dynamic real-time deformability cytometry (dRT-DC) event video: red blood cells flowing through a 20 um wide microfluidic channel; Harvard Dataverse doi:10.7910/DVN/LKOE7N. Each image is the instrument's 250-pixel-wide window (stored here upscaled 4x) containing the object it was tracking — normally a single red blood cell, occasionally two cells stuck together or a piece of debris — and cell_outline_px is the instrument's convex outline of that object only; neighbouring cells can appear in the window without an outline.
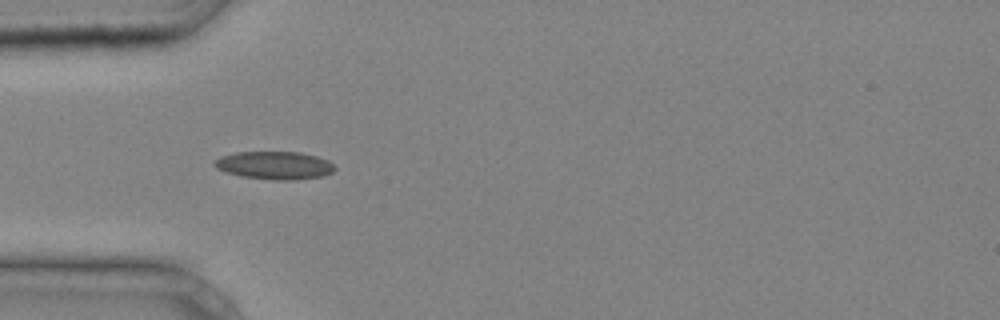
{"species": "common noctule bat (a hibernating species)", "species_latin": "Nyctalus noctula", "temperature_condition": "cold", "stored_images_in_passage": 13, "camera_frame_rate_fps": 3000, "um_per_image_px": 0.085, "animal": {"sex": "male", "body_mass_g": 20.4}, "frame": {"image": 1, "passage_image": 3, "time_ms": 0.667, "image_size_px": [1000, 320], "cell_outline_px": [[336, 168], [332, 172], [324, 176], [292, 180], [272, 180], [240, 176], [216, 168], [212, 164], [220, 156], [236, 152], [300, 152], [316, 156], [328, 160]], "centroid_in_image_um": [23.34, 14.05], "position_along_channel_um": 61.7, "area_um2": 19.59}}
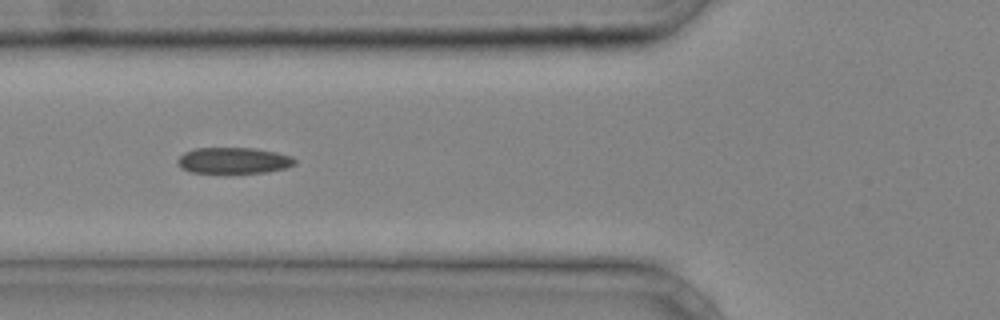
{"frame": {"image": 2, "passage_image": 6, "time_ms": 1.667, "image_size_px": [1000, 320], "cell_outline_px": [[296, 164], [284, 168], [264, 172], [220, 176], [192, 172], [184, 168], [180, 164], [180, 156], [184, 152], [196, 148], [252, 148], [276, 152], [292, 156], [296, 160]], "centroid_in_image_um": [19.87, 13.69], "position_along_channel_um": 105.9, "area_um2": 18.38}}